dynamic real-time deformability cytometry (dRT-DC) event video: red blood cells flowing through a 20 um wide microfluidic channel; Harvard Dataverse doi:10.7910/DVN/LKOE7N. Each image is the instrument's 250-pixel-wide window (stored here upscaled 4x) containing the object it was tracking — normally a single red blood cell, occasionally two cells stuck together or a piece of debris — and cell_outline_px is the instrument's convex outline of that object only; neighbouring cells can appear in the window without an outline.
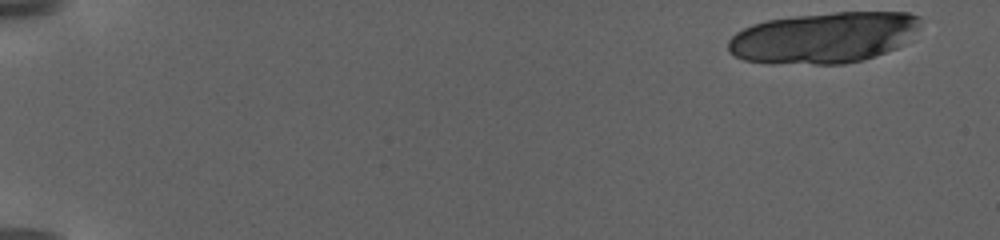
{"species": "human", "species_latin": "Homo sapiens", "temperature_condition": "warm", "stored_images_in_passage": 21, "camera_frame_rate_fps": 3000, "um_per_image_px": 0.085, "donor": {"sex": "female"}, "frame": {"image": 1, "passage_image": 1, "time_ms": 0.0, "image_size_px": [1000, 240], "cell_outline_px": [[920, 28], [904, 44], [896, 48], [860, 60], [844, 64], [772, 64], [744, 60], [728, 52], [728, 40], [736, 32], [752, 24], [768, 20], [792, 16], [836, 12], [908, 12], [920, 16]], "centroid_in_image_um": [70.01, 3.19], "position_along_channel_um": 15.0, "area_um2": 57.45}}
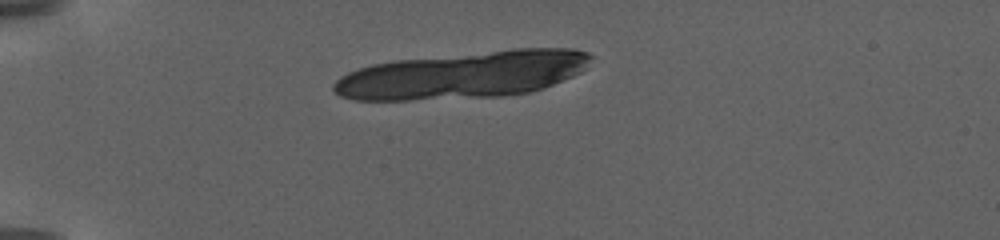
{"frame": {"image": 2, "passage_image": 13, "time_ms": 5.333, "image_size_px": [1000, 240], "cell_outline_px": [[596, 56], [580, 72], [572, 76], [544, 88], [528, 92], [500, 96], [412, 100], [356, 100], [340, 96], [332, 88], [332, 84], [340, 76], [348, 72], [372, 64], [396, 60], [516, 48], [572, 48], [588, 52]], "centroid_in_image_um": [39.38, 6.36], "position_along_channel_um": 45.6, "area_um2": 70.52}}